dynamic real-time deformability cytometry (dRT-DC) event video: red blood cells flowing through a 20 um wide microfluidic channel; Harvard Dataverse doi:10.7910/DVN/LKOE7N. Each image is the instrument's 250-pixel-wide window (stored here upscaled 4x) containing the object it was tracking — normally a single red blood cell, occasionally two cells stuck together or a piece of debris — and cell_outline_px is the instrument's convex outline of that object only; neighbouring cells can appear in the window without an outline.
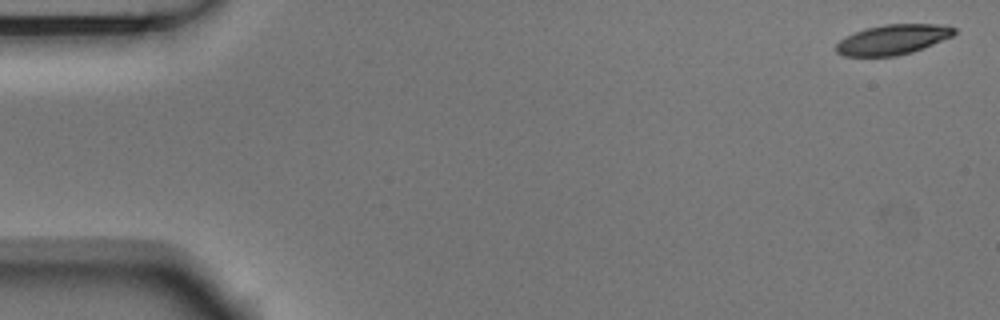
{"species": "Egyptian fruit bat (a non-hibernating species)", "species_latin": "Rousettus aegyptiacus", "temperature_condition": "room temperature", "stored_images_in_passage": 4, "camera_frame_rate_fps": 3000, "um_per_image_px": 0.085, "animal": {"sex": "male"}, "frame": {"image": 1, "passage_image": 1, "time_ms": 0.0, "image_size_px": [1000, 320], "cell_outline_px": [[956, 32], [952, 36], [912, 52], [896, 56], [844, 56], [836, 52], [836, 44], [840, 40], [864, 28], [884, 24], [944, 24], [956, 28]], "centroid_in_image_um": [75.89, 3.35], "position_along_channel_um": 9.1, "area_um2": 20.58}}